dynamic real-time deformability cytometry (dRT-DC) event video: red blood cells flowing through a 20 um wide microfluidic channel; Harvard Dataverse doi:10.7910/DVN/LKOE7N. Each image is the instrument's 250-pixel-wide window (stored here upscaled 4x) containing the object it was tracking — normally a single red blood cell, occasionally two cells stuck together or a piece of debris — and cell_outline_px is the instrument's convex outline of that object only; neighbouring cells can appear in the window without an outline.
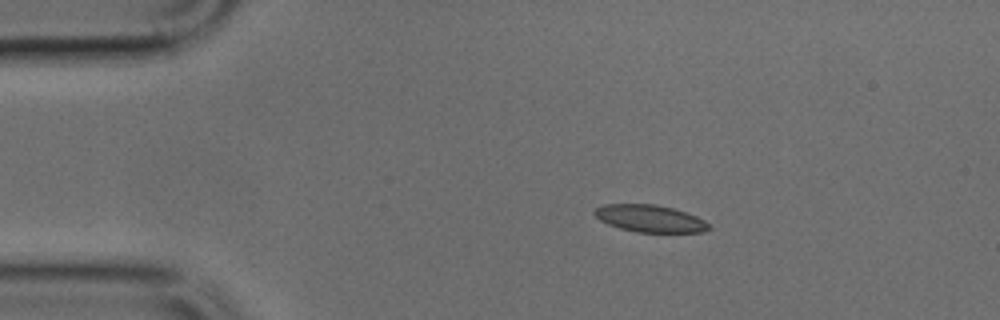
{"species": "common noctule bat (a hibernating species)", "species_latin": "Nyctalus noctula", "temperature_condition": "cold", "stored_images_in_passage": 5, "camera_frame_rate_fps": 3000, "um_per_image_px": 0.085, "animal": {"sex": "male", "body_mass_g": 17.9, "forearm_length_mm": 54.2}, "frame": {"image": 1, "passage_image": 2, "time_ms": 0.333, "image_size_px": [1000, 320], "cell_outline_px": [[712, 228], [704, 232], [636, 232], [620, 228], [608, 224], [600, 220], [592, 212], [596, 208], [604, 204], [656, 204], [672, 208], [696, 216], [704, 220]], "centroid_in_image_um": [55.24, 18.57], "position_along_channel_um": 29.8, "area_um2": 18.03}}
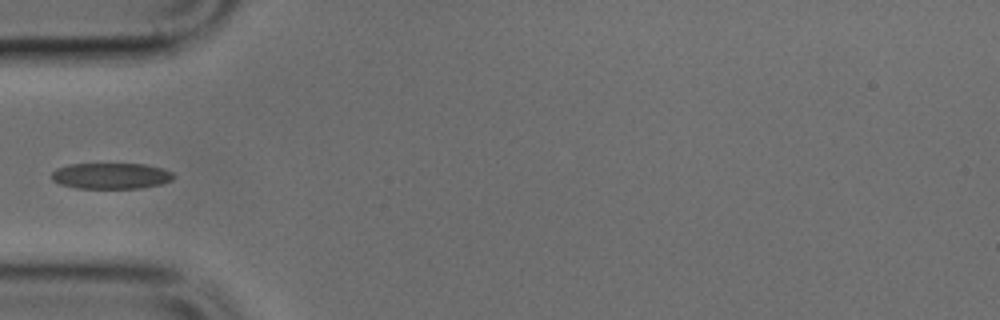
{"frame": {"image": 2, "passage_image": 4, "time_ms": 1.0, "image_size_px": [1000, 320], "cell_outline_px": [[176, 176], [172, 180], [160, 184], [140, 188], [76, 188], [60, 184], [52, 180], [52, 172], [56, 168], [68, 164], [144, 164], [160, 168], [172, 172]], "centroid_in_image_um": [9.42, 14.95], "position_along_channel_um": 75.6, "area_um2": 18.44}}